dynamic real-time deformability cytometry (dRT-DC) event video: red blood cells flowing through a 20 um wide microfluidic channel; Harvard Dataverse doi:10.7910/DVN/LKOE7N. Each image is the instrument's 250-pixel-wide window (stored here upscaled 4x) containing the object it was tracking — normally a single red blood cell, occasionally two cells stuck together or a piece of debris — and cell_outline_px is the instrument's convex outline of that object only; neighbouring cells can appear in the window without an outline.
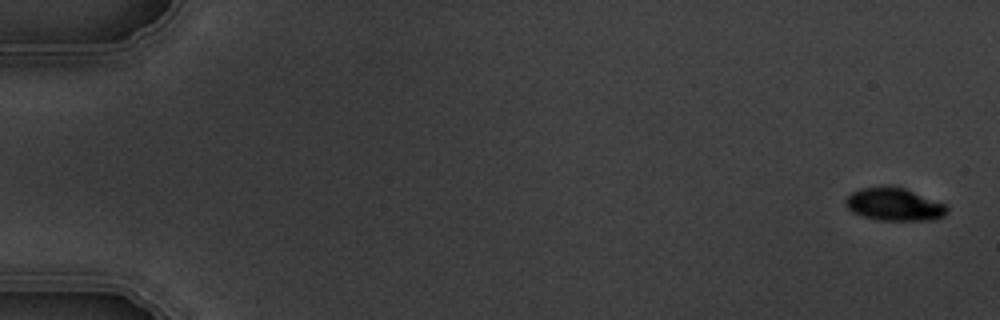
{"species": "common noctule bat (a hibernating species)", "species_latin": "Nyctalus noctula", "temperature_condition": "warm", "stored_images_in_passage": 5, "camera_frame_rate_fps": 3000, "um_per_image_px": 0.085, "animal": {"sex": "male", "body_mass_g": 19.5, "forearm_length_mm": 54.6}, "frame": {"image": 1, "passage_image": 1, "time_ms": 0.0, "image_size_px": [1000, 320], "cell_outline_px": [[948, 212], [944, 216], [936, 220], [876, 220], [852, 212], [844, 204], [844, 200], [852, 192], [860, 188], [904, 188], [948, 204]], "centroid_in_image_um": [76.06, 17.4], "position_along_channel_um": 8.9, "area_um2": 19.25}}
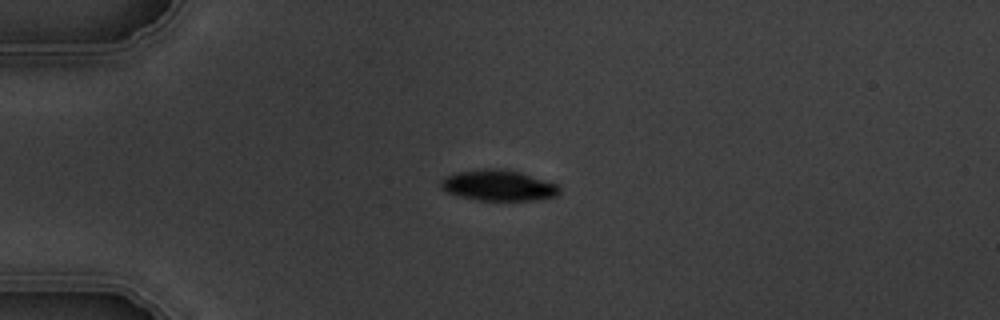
{"frame": {"image": 2, "passage_image": 4, "time_ms": 4.333, "image_size_px": [1000, 320], "cell_outline_px": [[560, 192], [556, 196], [532, 200], [476, 200], [460, 196], [448, 192], [440, 188], [440, 180], [444, 176], [456, 172], [484, 168], [500, 168], [520, 172], [560, 184]], "centroid_in_image_um": [42.36, 15.74], "position_along_channel_um": 42.6, "area_um2": 21.5}}